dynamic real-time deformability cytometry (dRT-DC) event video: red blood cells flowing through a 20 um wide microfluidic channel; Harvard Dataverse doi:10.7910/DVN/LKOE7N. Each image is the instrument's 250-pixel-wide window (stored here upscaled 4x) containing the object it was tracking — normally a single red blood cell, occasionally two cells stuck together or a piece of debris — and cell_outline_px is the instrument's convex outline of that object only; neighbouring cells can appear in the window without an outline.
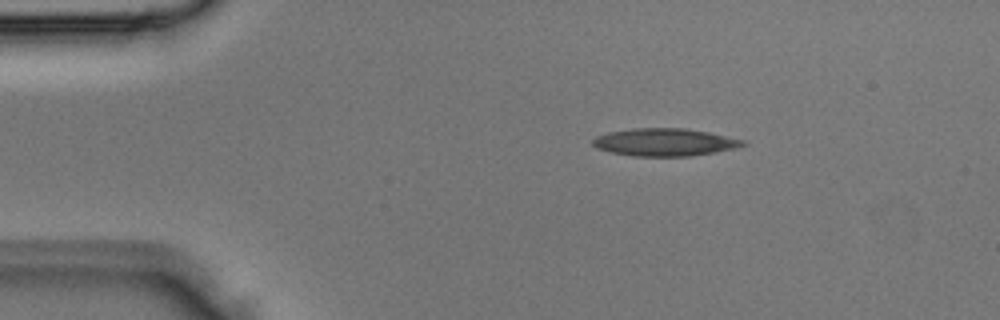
{"species": "Egyptian fruit bat (a non-hibernating species)", "species_latin": "Rousettus aegyptiacus", "temperature_condition": "room temperature", "stored_images_in_passage": 2, "camera_frame_rate_fps": 3000, "um_per_image_px": 0.085, "animal": {"sex": "male"}, "frame": {"image": 1, "passage_image": 1, "time_ms": 0.0, "image_size_px": [1000, 320], "cell_outline_px": [[744, 144], [736, 148], [716, 152], [688, 156], [632, 156], [612, 152], [596, 148], [592, 144], [592, 140], [596, 136], [608, 132], [632, 128], [684, 128], [708, 132], [744, 140]], "centroid_in_image_um": [56.46, 12.08], "position_along_channel_um": 28.5, "area_um2": 24.04}}